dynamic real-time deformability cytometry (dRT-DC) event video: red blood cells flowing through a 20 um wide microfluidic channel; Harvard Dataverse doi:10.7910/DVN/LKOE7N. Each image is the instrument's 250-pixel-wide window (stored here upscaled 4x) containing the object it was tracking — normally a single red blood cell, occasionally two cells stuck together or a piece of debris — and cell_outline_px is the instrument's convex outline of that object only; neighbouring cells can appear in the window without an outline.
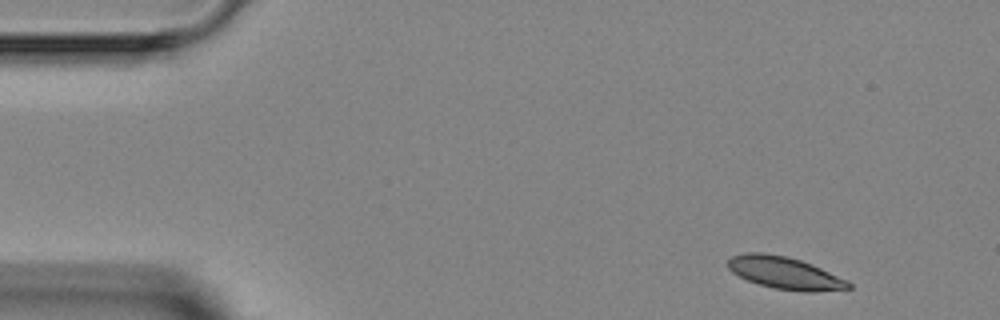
{"species": "Egyptian fruit bat (a non-hibernating species)", "species_latin": "Rousettus aegyptiacus", "temperature_condition": "room temperature", "stored_images_in_passage": 3, "camera_frame_rate_fps": 3000, "um_per_image_px": 0.085, "animal": {"sex": "female"}, "frame": {"image": 1, "passage_image": 1, "time_ms": 0.0, "image_size_px": [1000, 320], "cell_outline_px": [[852, 288], [816, 292], [804, 292], [772, 288], [748, 280], [732, 272], [728, 268], [728, 260], [732, 256], [744, 252], [760, 252], [784, 256], [800, 260], [812, 264], [848, 280], [852, 284]], "centroid_in_image_um": [66.74, 23.21], "position_along_channel_um": 18.3, "area_um2": 22.66}}